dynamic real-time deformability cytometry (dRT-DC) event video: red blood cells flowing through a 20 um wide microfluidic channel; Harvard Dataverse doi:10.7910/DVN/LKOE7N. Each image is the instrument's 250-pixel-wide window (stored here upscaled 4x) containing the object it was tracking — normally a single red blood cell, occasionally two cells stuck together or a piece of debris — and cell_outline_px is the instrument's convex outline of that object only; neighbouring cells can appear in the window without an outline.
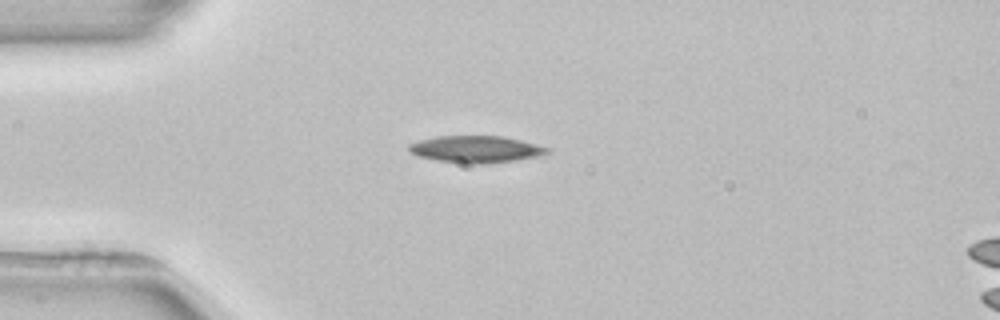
{"species": "common noctule bat (a hibernating species)", "species_latin": "Nyctalus noctula", "temperature_condition": "room temperature", "stored_images_in_passage": 3, "camera_frame_rate_fps": 3000, "um_per_image_px": 0.085, "animal": {"sex": "female", "body_mass_g": 22.7, "forearm_length_mm": 54.2}, "frame": {"image": 1, "passage_image": 3, "time_ms": 3.0, "image_size_px": [1000, 320], "cell_outline_px": [[552, 152], [540, 156], [516, 160], [484, 164], [468, 164], [436, 160], [416, 156], [408, 152], [408, 144], [420, 140], [436, 136], [504, 136], [552, 148]], "centroid_in_image_um": [40.46, 12.69], "position_along_channel_um": 44.5, "area_um2": 22.02}}